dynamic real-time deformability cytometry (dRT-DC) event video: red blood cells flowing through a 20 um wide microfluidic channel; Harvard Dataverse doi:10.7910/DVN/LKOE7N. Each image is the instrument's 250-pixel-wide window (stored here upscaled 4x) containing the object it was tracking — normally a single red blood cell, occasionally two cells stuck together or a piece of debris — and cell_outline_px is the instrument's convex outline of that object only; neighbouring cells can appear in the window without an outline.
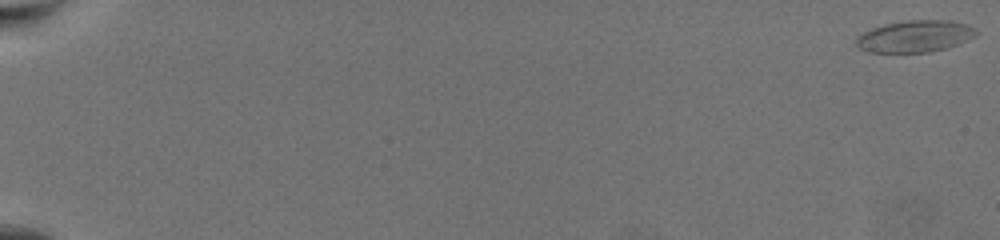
{"species": "common noctule bat (a hibernating species)", "species_latin": "Nyctalus noctula", "temperature_condition": "warm", "stored_images_in_passage": 66, "camera_frame_rate_fps": 3000, "um_per_image_px": 0.085, "animal": {"sex": "female", "body_mass_g": 19.5, "forearm_length_mm": 54.1}, "frame": {"image": 1, "passage_image": 1, "time_ms": 0.0, "image_size_px": [1000, 240], "cell_outline_px": [[980, 32], [976, 36], [948, 48], [928, 52], [868, 52], [860, 48], [856, 44], [856, 36], [872, 28], [884, 24], [908, 20], [948, 20], [964, 24], [976, 28]], "centroid_in_image_um": [77.79, 3.08], "position_along_channel_um": 7.2, "area_um2": 22.25}}
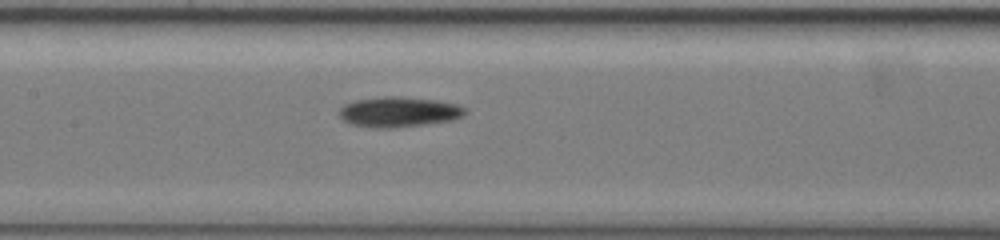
{"frame": {"image": 2, "passage_image": 36, "time_ms": 11.667, "image_size_px": [1000, 240], "cell_outline_px": [[468, 112], [452, 120], [424, 124], [388, 128], [372, 128], [352, 124], [344, 120], [340, 116], [340, 108], [344, 104], [356, 100], [384, 96], [396, 96], [436, 100], [460, 104], [468, 108]], "centroid_in_image_um": [33.93, 9.5], "position_along_channel_um": 173.5, "area_um2": 22.14}}
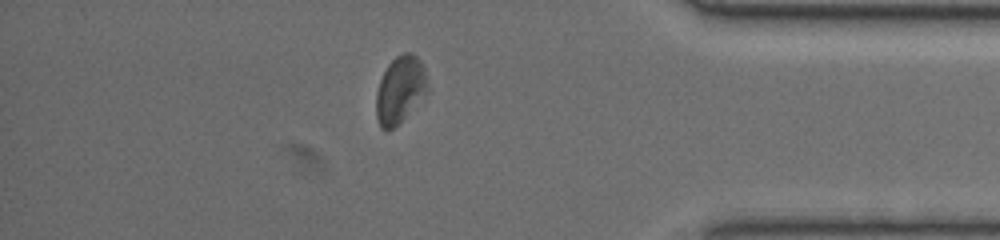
{"frame": {"image": 3, "passage_image": 58, "time_ms": 19.0, "image_size_px": [1000, 240], "cell_outline_px": [[428, 92], [392, 128], [380, 128], [376, 116], [376, 92], [380, 80], [388, 64], [396, 56], [404, 52], [412, 52], [420, 60], [424, 68], [428, 80]], "centroid_in_image_um": [34.01, 7.57], "position_along_channel_um": 401.2, "area_um2": 19.77}}